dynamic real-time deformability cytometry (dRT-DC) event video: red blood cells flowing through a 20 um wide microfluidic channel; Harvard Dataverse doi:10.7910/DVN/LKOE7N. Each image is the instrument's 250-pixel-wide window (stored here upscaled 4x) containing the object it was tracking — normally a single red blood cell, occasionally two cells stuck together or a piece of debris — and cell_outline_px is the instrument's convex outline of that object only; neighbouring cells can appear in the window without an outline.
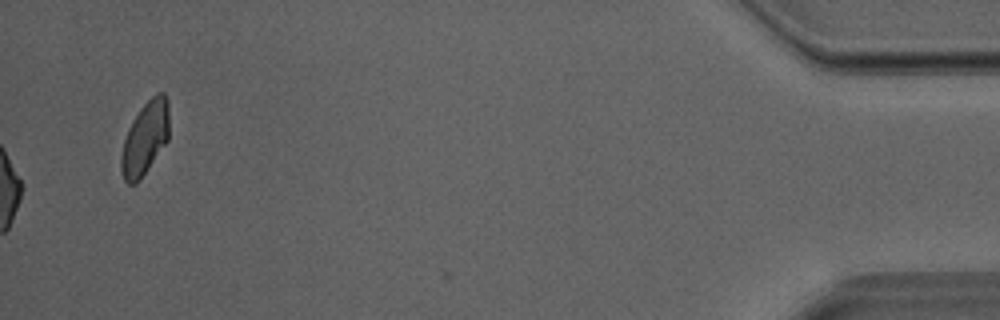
{"species": "Egyptian fruit bat (a non-hibernating species)", "species_latin": "Rousettus aegyptiacus", "temperature_condition": "room temperature", "stored_images_in_passage": 39, "camera_frame_rate_fps": 3000, "um_per_image_px": 0.085, "animal": {"sex": "male"}, "frame": {"image": 1, "passage_image": 39, "time_ms": 12.667, "image_size_px": [1000, 320], "cell_outline_px": [[168, 140], [140, 180], [136, 184], [128, 184], [124, 180], [120, 168], [120, 156], [124, 140], [128, 128], [132, 120], [140, 108], [156, 92], [164, 92], [168, 100]], "centroid_in_image_um": [12.31, 11.75], "position_along_channel_um": 422.9, "area_um2": 20.58}}